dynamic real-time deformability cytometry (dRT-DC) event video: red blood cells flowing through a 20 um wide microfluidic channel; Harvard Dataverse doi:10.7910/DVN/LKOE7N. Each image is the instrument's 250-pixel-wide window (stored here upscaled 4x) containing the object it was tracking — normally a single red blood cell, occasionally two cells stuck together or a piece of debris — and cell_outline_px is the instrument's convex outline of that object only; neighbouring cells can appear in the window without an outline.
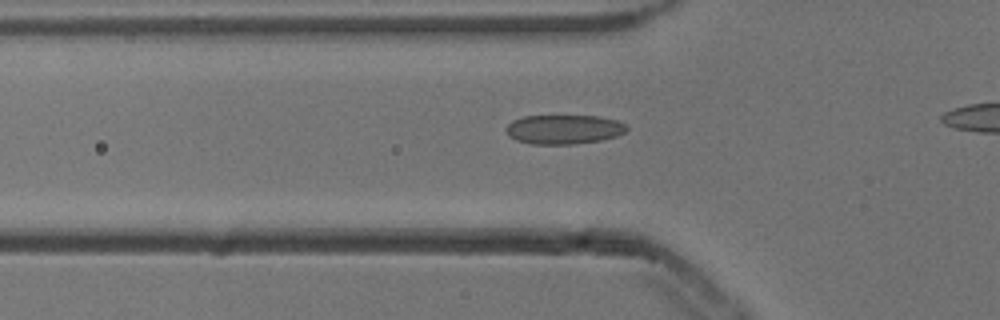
{"species": "common noctule bat (a hibernating species)", "species_latin": "Nyctalus noctula", "temperature_condition": "cold", "stored_images_in_passage": 32, "camera_frame_rate_fps": 3000, "um_per_image_px": 0.085, "animal": {"sex": "male", "body_mass_g": 13.3}, "frame": {"image": 1, "passage_image": 7, "time_ms": 2.0, "image_size_px": [1000, 320], "cell_outline_px": [[628, 128], [624, 132], [616, 136], [600, 140], [572, 144], [532, 144], [516, 140], [508, 136], [504, 128], [512, 120], [524, 116], [600, 116], [616, 120], [628, 124]], "centroid_in_image_um": [47.91, 10.99], "position_along_channel_um": 77.9, "area_um2": 20.69}}
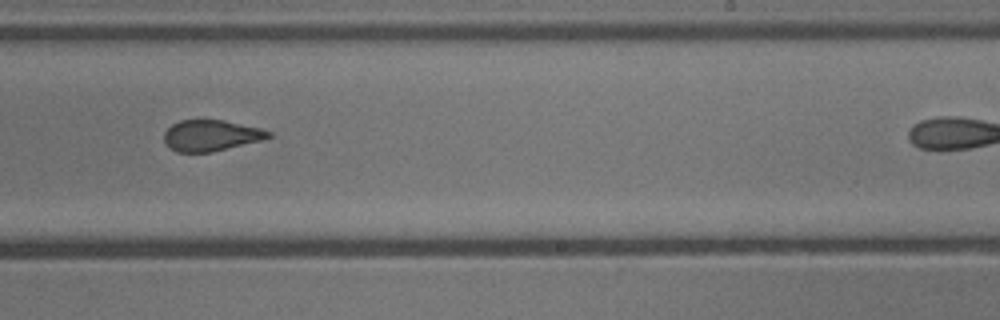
{"frame": {"image": 2, "passage_image": 22, "time_ms": 7.0, "image_size_px": [1000, 320], "cell_outline_px": [[272, 136], [260, 140], [212, 152], [176, 152], [168, 148], [164, 140], [164, 132], [172, 124], [180, 120], [224, 120], [260, 128], [272, 132]], "centroid_in_image_um": [17.9, 11.52], "position_along_channel_um": 271.1, "area_um2": 18.84}}
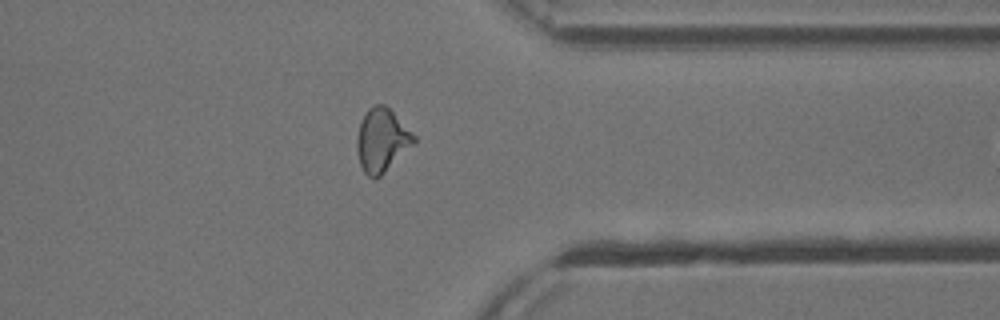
{"frame": {"image": 3, "passage_image": 31, "time_ms": 10.0, "image_size_px": [1000, 320], "cell_outline_px": [[416, 144], [380, 176], [368, 176], [364, 172], [360, 164], [356, 148], [356, 140], [360, 124], [368, 108], [376, 104], [384, 104], [416, 136]], "centroid_in_image_um": [32.47, 11.92], "position_along_channel_um": 378.9, "area_um2": 20.87}}